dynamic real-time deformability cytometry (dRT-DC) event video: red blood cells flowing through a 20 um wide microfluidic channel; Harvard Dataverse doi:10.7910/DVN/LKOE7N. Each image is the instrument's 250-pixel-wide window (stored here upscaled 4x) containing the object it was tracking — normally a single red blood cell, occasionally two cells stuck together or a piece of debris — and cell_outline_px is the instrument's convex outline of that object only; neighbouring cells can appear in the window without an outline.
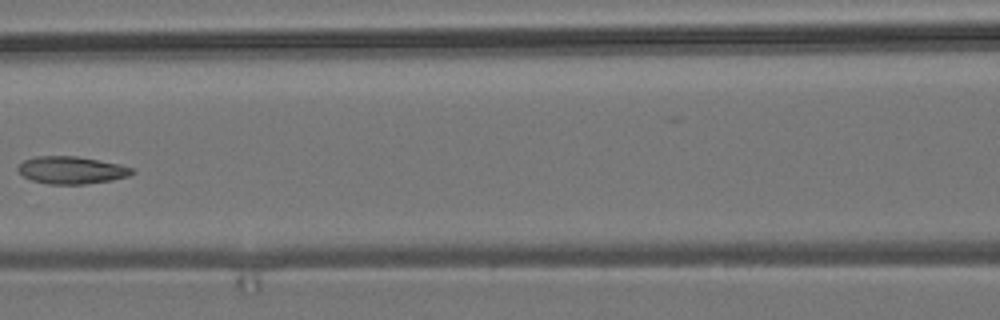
{"species": "common noctule bat (a hibernating species)", "species_latin": "Nyctalus noctula", "temperature_condition": "room temperature", "stored_images_in_passage": 7, "camera_frame_rate_fps": 3000, "um_per_image_px": 0.085, "animal": {"sex": "male", "body_mass_g": 19.2, "forearm_length_mm": 51.8}, "frame": {"image": 1, "passage_image": 6, "time_ms": 1.667, "image_size_px": [1000, 320], "cell_outline_px": [[136, 172], [128, 176], [112, 180], [84, 184], [48, 184], [32, 180], [24, 176], [16, 168], [24, 160], [36, 156], [76, 156], [120, 164], [132, 168]], "centroid_in_image_um": [6.09, 14.46], "position_along_channel_um": 160.5, "area_um2": 18.15}}
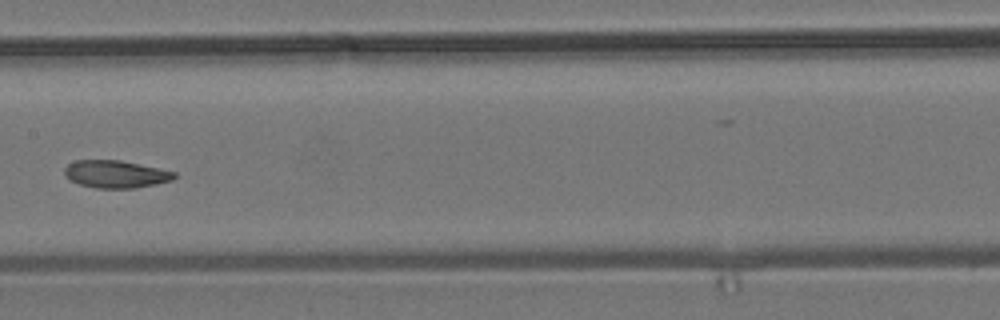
{"frame": {"image": 2, "passage_image": 7, "time_ms": 2.0, "image_size_px": [1000, 320], "cell_outline_px": [[176, 176], [172, 180], [156, 184], [136, 188], [96, 188], [80, 184], [68, 180], [64, 176], [64, 168], [68, 164], [76, 160], [120, 160], [176, 172]], "centroid_in_image_um": [9.8, 14.8], "position_along_channel_um": 197.6, "area_um2": 17.63}}